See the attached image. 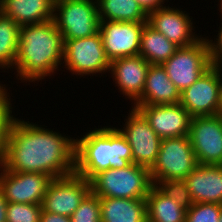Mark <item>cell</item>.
I'll return each mask as SVG.
<instances>
[{"label":"cell","mask_w":222,"mask_h":222,"mask_svg":"<svg viewBox=\"0 0 222 222\" xmlns=\"http://www.w3.org/2000/svg\"><path fill=\"white\" fill-rule=\"evenodd\" d=\"M14 116L0 163L12 172L60 178L75 173L76 137ZM71 136V137H70Z\"/></svg>","instance_id":"6da1fadb"},{"label":"cell","mask_w":222,"mask_h":222,"mask_svg":"<svg viewBox=\"0 0 222 222\" xmlns=\"http://www.w3.org/2000/svg\"><path fill=\"white\" fill-rule=\"evenodd\" d=\"M7 206L8 202L0 189V222H7Z\"/></svg>","instance_id":"836d02e7"},{"label":"cell","mask_w":222,"mask_h":222,"mask_svg":"<svg viewBox=\"0 0 222 222\" xmlns=\"http://www.w3.org/2000/svg\"><path fill=\"white\" fill-rule=\"evenodd\" d=\"M63 40L62 68L64 67L66 71L61 70L62 72L68 71L77 79L85 78V76H90L92 79L94 76L104 78V73L107 77L111 62L106 56L100 32L90 37Z\"/></svg>","instance_id":"5b68a950"},{"label":"cell","mask_w":222,"mask_h":222,"mask_svg":"<svg viewBox=\"0 0 222 222\" xmlns=\"http://www.w3.org/2000/svg\"><path fill=\"white\" fill-rule=\"evenodd\" d=\"M155 185L186 210L193 205L185 180H164L156 182Z\"/></svg>","instance_id":"83f0119b"},{"label":"cell","mask_w":222,"mask_h":222,"mask_svg":"<svg viewBox=\"0 0 222 222\" xmlns=\"http://www.w3.org/2000/svg\"><path fill=\"white\" fill-rule=\"evenodd\" d=\"M63 54V35L53 19L45 23L20 26L18 53L10 73L14 71L15 79L25 86L30 83L37 86L40 81L42 84V80L46 82L48 78L53 81L56 73L62 70Z\"/></svg>","instance_id":"7a4b0ae2"},{"label":"cell","mask_w":222,"mask_h":222,"mask_svg":"<svg viewBox=\"0 0 222 222\" xmlns=\"http://www.w3.org/2000/svg\"><path fill=\"white\" fill-rule=\"evenodd\" d=\"M219 222H222V211H221V214H220V217H219Z\"/></svg>","instance_id":"8d00e7d4"},{"label":"cell","mask_w":222,"mask_h":222,"mask_svg":"<svg viewBox=\"0 0 222 222\" xmlns=\"http://www.w3.org/2000/svg\"><path fill=\"white\" fill-rule=\"evenodd\" d=\"M76 137L75 173L90 181L109 168L123 169L132 163V150L126 138L116 128H98Z\"/></svg>","instance_id":"3957f363"},{"label":"cell","mask_w":222,"mask_h":222,"mask_svg":"<svg viewBox=\"0 0 222 222\" xmlns=\"http://www.w3.org/2000/svg\"><path fill=\"white\" fill-rule=\"evenodd\" d=\"M52 179L44 173L12 172L0 163V189L8 203L42 205Z\"/></svg>","instance_id":"4fadbf2b"},{"label":"cell","mask_w":222,"mask_h":222,"mask_svg":"<svg viewBox=\"0 0 222 222\" xmlns=\"http://www.w3.org/2000/svg\"><path fill=\"white\" fill-rule=\"evenodd\" d=\"M178 48L179 46L169 41L162 33L145 23L138 55L145 58L148 63L162 65Z\"/></svg>","instance_id":"603a6c76"},{"label":"cell","mask_w":222,"mask_h":222,"mask_svg":"<svg viewBox=\"0 0 222 222\" xmlns=\"http://www.w3.org/2000/svg\"><path fill=\"white\" fill-rule=\"evenodd\" d=\"M188 136L198 164L222 165V115L192 117Z\"/></svg>","instance_id":"30bf717a"},{"label":"cell","mask_w":222,"mask_h":222,"mask_svg":"<svg viewBox=\"0 0 222 222\" xmlns=\"http://www.w3.org/2000/svg\"><path fill=\"white\" fill-rule=\"evenodd\" d=\"M219 115H222V69H221V80L219 89Z\"/></svg>","instance_id":"e575fe53"},{"label":"cell","mask_w":222,"mask_h":222,"mask_svg":"<svg viewBox=\"0 0 222 222\" xmlns=\"http://www.w3.org/2000/svg\"><path fill=\"white\" fill-rule=\"evenodd\" d=\"M90 192V181L76 173L53 178L44 195L42 209L70 217Z\"/></svg>","instance_id":"7c38bea8"},{"label":"cell","mask_w":222,"mask_h":222,"mask_svg":"<svg viewBox=\"0 0 222 222\" xmlns=\"http://www.w3.org/2000/svg\"><path fill=\"white\" fill-rule=\"evenodd\" d=\"M167 6L148 13L147 23L179 47L197 43L204 35L197 33L195 19L185 9ZM183 9V10H182ZM196 30V31H195ZM195 31V32H194Z\"/></svg>","instance_id":"8fae6325"},{"label":"cell","mask_w":222,"mask_h":222,"mask_svg":"<svg viewBox=\"0 0 222 222\" xmlns=\"http://www.w3.org/2000/svg\"><path fill=\"white\" fill-rule=\"evenodd\" d=\"M53 20L63 39L90 37L99 32L97 0H61L54 5Z\"/></svg>","instance_id":"52a82bcc"},{"label":"cell","mask_w":222,"mask_h":222,"mask_svg":"<svg viewBox=\"0 0 222 222\" xmlns=\"http://www.w3.org/2000/svg\"><path fill=\"white\" fill-rule=\"evenodd\" d=\"M181 92L169 79L161 64H150L142 95L132 105H165L180 103Z\"/></svg>","instance_id":"d6986e66"},{"label":"cell","mask_w":222,"mask_h":222,"mask_svg":"<svg viewBox=\"0 0 222 222\" xmlns=\"http://www.w3.org/2000/svg\"><path fill=\"white\" fill-rule=\"evenodd\" d=\"M216 1L218 2V4H214V8H216L215 5L218 6L217 7L218 8L217 10L219 11L218 14L220 13L218 16H220L219 17L220 21H222V0H215L214 2H216Z\"/></svg>","instance_id":"d590c367"},{"label":"cell","mask_w":222,"mask_h":222,"mask_svg":"<svg viewBox=\"0 0 222 222\" xmlns=\"http://www.w3.org/2000/svg\"><path fill=\"white\" fill-rule=\"evenodd\" d=\"M135 1L144 9V11L147 14L153 10L165 7L166 5H168L169 2V0H135Z\"/></svg>","instance_id":"1f68e13d"},{"label":"cell","mask_w":222,"mask_h":222,"mask_svg":"<svg viewBox=\"0 0 222 222\" xmlns=\"http://www.w3.org/2000/svg\"><path fill=\"white\" fill-rule=\"evenodd\" d=\"M101 222H147L146 199L100 198Z\"/></svg>","instance_id":"44dd1931"},{"label":"cell","mask_w":222,"mask_h":222,"mask_svg":"<svg viewBox=\"0 0 222 222\" xmlns=\"http://www.w3.org/2000/svg\"><path fill=\"white\" fill-rule=\"evenodd\" d=\"M20 26L12 18L0 12V69L12 71L19 45ZM7 69V70H6ZM6 70V71H5Z\"/></svg>","instance_id":"d4e9b609"},{"label":"cell","mask_w":222,"mask_h":222,"mask_svg":"<svg viewBox=\"0 0 222 222\" xmlns=\"http://www.w3.org/2000/svg\"><path fill=\"white\" fill-rule=\"evenodd\" d=\"M42 205L8 203L7 222H40Z\"/></svg>","instance_id":"f1b7e54d"},{"label":"cell","mask_w":222,"mask_h":222,"mask_svg":"<svg viewBox=\"0 0 222 222\" xmlns=\"http://www.w3.org/2000/svg\"><path fill=\"white\" fill-rule=\"evenodd\" d=\"M40 222H71L70 217L46 212L42 209Z\"/></svg>","instance_id":"d6a6232c"},{"label":"cell","mask_w":222,"mask_h":222,"mask_svg":"<svg viewBox=\"0 0 222 222\" xmlns=\"http://www.w3.org/2000/svg\"><path fill=\"white\" fill-rule=\"evenodd\" d=\"M54 3H57L58 1H61V0H52Z\"/></svg>","instance_id":"74e56055"},{"label":"cell","mask_w":222,"mask_h":222,"mask_svg":"<svg viewBox=\"0 0 222 222\" xmlns=\"http://www.w3.org/2000/svg\"><path fill=\"white\" fill-rule=\"evenodd\" d=\"M147 222H185L187 210L155 184L146 197Z\"/></svg>","instance_id":"7402d4cb"},{"label":"cell","mask_w":222,"mask_h":222,"mask_svg":"<svg viewBox=\"0 0 222 222\" xmlns=\"http://www.w3.org/2000/svg\"><path fill=\"white\" fill-rule=\"evenodd\" d=\"M150 63L140 55L118 58L110 63L109 78H113L116 90L129 104H133L143 93ZM112 77H111V76ZM115 82V83H114Z\"/></svg>","instance_id":"e0dca14e"},{"label":"cell","mask_w":222,"mask_h":222,"mask_svg":"<svg viewBox=\"0 0 222 222\" xmlns=\"http://www.w3.org/2000/svg\"><path fill=\"white\" fill-rule=\"evenodd\" d=\"M221 211L222 205L218 203H193L185 222H219Z\"/></svg>","instance_id":"f546056e"},{"label":"cell","mask_w":222,"mask_h":222,"mask_svg":"<svg viewBox=\"0 0 222 222\" xmlns=\"http://www.w3.org/2000/svg\"><path fill=\"white\" fill-rule=\"evenodd\" d=\"M162 66L178 90L184 91L211 67L206 39L202 37L193 45L179 47Z\"/></svg>","instance_id":"ba28073f"},{"label":"cell","mask_w":222,"mask_h":222,"mask_svg":"<svg viewBox=\"0 0 222 222\" xmlns=\"http://www.w3.org/2000/svg\"><path fill=\"white\" fill-rule=\"evenodd\" d=\"M52 0H0V12L19 26L40 24L54 17Z\"/></svg>","instance_id":"ffe728a7"},{"label":"cell","mask_w":222,"mask_h":222,"mask_svg":"<svg viewBox=\"0 0 222 222\" xmlns=\"http://www.w3.org/2000/svg\"><path fill=\"white\" fill-rule=\"evenodd\" d=\"M149 122L161 139L188 136L191 116L180 104L131 105Z\"/></svg>","instance_id":"2e32d148"},{"label":"cell","mask_w":222,"mask_h":222,"mask_svg":"<svg viewBox=\"0 0 222 222\" xmlns=\"http://www.w3.org/2000/svg\"><path fill=\"white\" fill-rule=\"evenodd\" d=\"M70 219L71 222H101L100 197L90 192Z\"/></svg>","instance_id":"4316f807"},{"label":"cell","mask_w":222,"mask_h":222,"mask_svg":"<svg viewBox=\"0 0 222 222\" xmlns=\"http://www.w3.org/2000/svg\"><path fill=\"white\" fill-rule=\"evenodd\" d=\"M221 68L211 66L181 92L180 104L191 117L219 114Z\"/></svg>","instance_id":"5bb4252c"},{"label":"cell","mask_w":222,"mask_h":222,"mask_svg":"<svg viewBox=\"0 0 222 222\" xmlns=\"http://www.w3.org/2000/svg\"><path fill=\"white\" fill-rule=\"evenodd\" d=\"M184 180L193 203L222 205V165L198 164Z\"/></svg>","instance_id":"ac0fdd59"},{"label":"cell","mask_w":222,"mask_h":222,"mask_svg":"<svg viewBox=\"0 0 222 222\" xmlns=\"http://www.w3.org/2000/svg\"><path fill=\"white\" fill-rule=\"evenodd\" d=\"M127 112L121 128H116L126 138L132 150V163L151 168L160 150L162 139L152 129L145 117L135 108Z\"/></svg>","instance_id":"9c48e42d"},{"label":"cell","mask_w":222,"mask_h":222,"mask_svg":"<svg viewBox=\"0 0 222 222\" xmlns=\"http://www.w3.org/2000/svg\"><path fill=\"white\" fill-rule=\"evenodd\" d=\"M152 185L150 169L134 163L109 168L90 180L91 192L100 198L146 199Z\"/></svg>","instance_id":"277c9868"},{"label":"cell","mask_w":222,"mask_h":222,"mask_svg":"<svg viewBox=\"0 0 222 222\" xmlns=\"http://www.w3.org/2000/svg\"><path fill=\"white\" fill-rule=\"evenodd\" d=\"M99 19L120 22H147L148 14L135 0H97Z\"/></svg>","instance_id":"cb8c5ba5"},{"label":"cell","mask_w":222,"mask_h":222,"mask_svg":"<svg viewBox=\"0 0 222 222\" xmlns=\"http://www.w3.org/2000/svg\"><path fill=\"white\" fill-rule=\"evenodd\" d=\"M198 165L189 136L162 139L150 177L155 184L164 180H184Z\"/></svg>","instance_id":"8992f818"},{"label":"cell","mask_w":222,"mask_h":222,"mask_svg":"<svg viewBox=\"0 0 222 222\" xmlns=\"http://www.w3.org/2000/svg\"><path fill=\"white\" fill-rule=\"evenodd\" d=\"M8 87V84L6 85L3 81H0V157L4 153L6 135L8 132L9 125L12 119L14 118V115H16V113L18 112L15 110L16 107L12 105L13 98H11L12 93H10L11 87Z\"/></svg>","instance_id":"484cf974"},{"label":"cell","mask_w":222,"mask_h":222,"mask_svg":"<svg viewBox=\"0 0 222 222\" xmlns=\"http://www.w3.org/2000/svg\"><path fill=\"white\" fill-rule=\"evenodd\" d=\"M145 23L100 20L99 32L110 62L118 58L138 55Z\"/></svg>","instance_id":"9a60e30c"},{"label":"cell","mask_w":222,"mask_h":222,"mask_svg":"<svg viewBox=\"0 0 222 222\" xmlns=\"http://www.w3.org/2000/svg\"><path fill=\"white\" fill-rule=\"evenodd\" d=\"M219 23L221 25L219 24V27H217L219 30L216 31L218 34L214 35V39L206 35H204V38L209 48L210 65L222 69V22Z\"/></svg>","instance_id":"4dcf8cb0"}]
</instances>
